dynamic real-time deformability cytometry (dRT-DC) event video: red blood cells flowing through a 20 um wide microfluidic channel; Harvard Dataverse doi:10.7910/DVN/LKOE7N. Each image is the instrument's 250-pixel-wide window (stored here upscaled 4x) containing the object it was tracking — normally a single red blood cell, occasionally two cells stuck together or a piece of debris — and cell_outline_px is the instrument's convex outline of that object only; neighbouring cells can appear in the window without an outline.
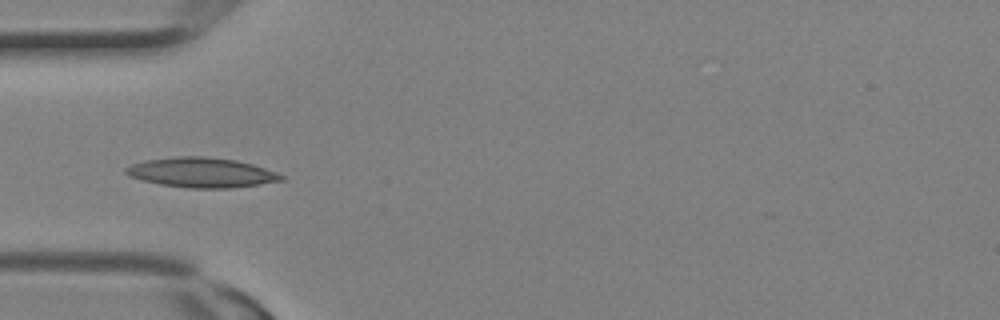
{"species": "Egyptian fruit bat (a non-hibernating species)", "species_latin": "Rousettus aegyptiacus", "temperature_condition": "room temperature", "stored_images_in_passage": 2, "camera_frame_rate_fps": 3000, "um_per_image_px": 0.085, "animal": {"sex": "female"}, "frame": {"image": 1, "passage_image": 2, "time_ms": 0.333, "image_size_px": [1000, 320], "cell_outline_px": [[284, 180], [260, 184], [232, 188], [188, 188], [160, 184], [140, 180], [128, 176], [124, 172], [124, 168], [132, 164], [144, 160], [176, 156], [204, 156], [236, 160], [252, 164], [276, 172], [284, 176]], "centroid_in_image_um": [17.09, 14.66], "position_along_channel_um": 67.9, "area_um2": 27.17}}